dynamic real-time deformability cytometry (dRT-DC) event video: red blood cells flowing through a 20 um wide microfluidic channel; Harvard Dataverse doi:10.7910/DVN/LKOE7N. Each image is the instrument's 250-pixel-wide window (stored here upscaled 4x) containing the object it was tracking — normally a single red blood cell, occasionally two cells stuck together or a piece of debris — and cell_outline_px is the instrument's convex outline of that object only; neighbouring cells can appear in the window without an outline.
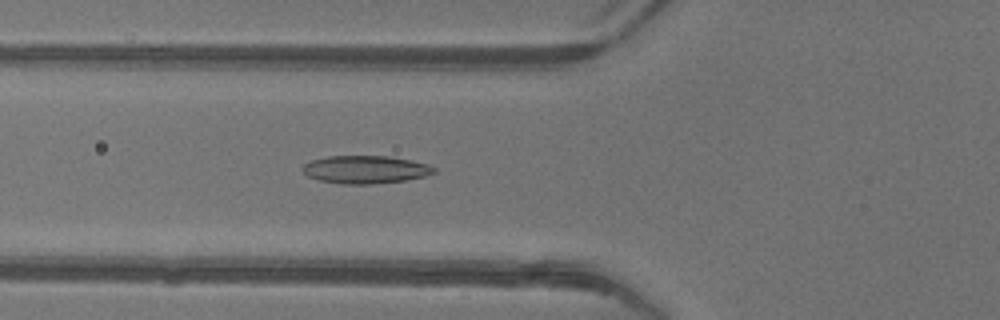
{"species": "common noctule bat (a hibernating species)", "species_latin": "Nyctalus noctula", "temperature_condition": "warm", "stored_images_in_passage": 30, "camera_frame_rate_fps": 3000, "um_per_image_px": 0.085, "animal": {"sex": "female"}, "frame": {"image": 1, "passage_image": 5, "time_ms": 1.333, "image_size_px": [1000, 320], "cell_outline_px": [[436, 172], [424, 176], [404, 180], [372, 184], [344, 184], [320, 180], [308, 176], [300, 168], [304, 164], [312, 160], [328, 156], [392, 156], [412, 160], [428, 164], [436, 168]], "centroid_in_image_um": [31.07, 14.4], "position_along_channel_um": 94.7, "area_um2": 21.33}}
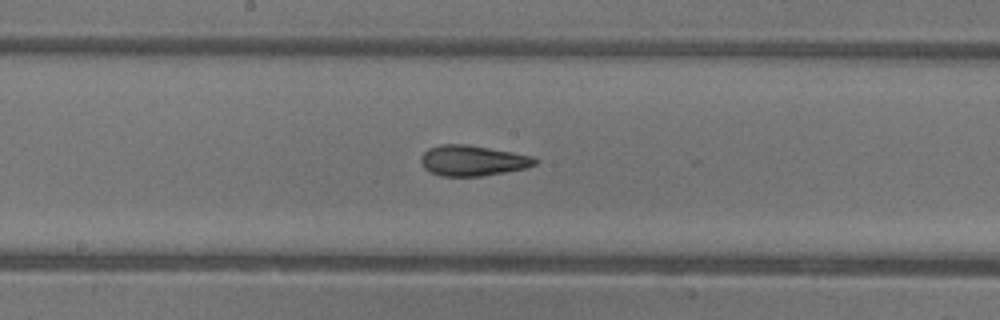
{"frame": {"image": 2, "passage_image": 13, "time_ms": 4.0, "image_size_px": [1000, 320], "cell_outline_px": [[540, 160], [536, 164], [524, 168], [504, 172], [480, 176], [440, 176], [424, 168], [420, 164], [420, 156], [428, 148], [440, 144], [468, 144], [512, 152], [532, 156]], "centroid_in_image_um": [40.14, 13.64], "position_along_channel_um": 208.1, "area_um2": 20.35}}
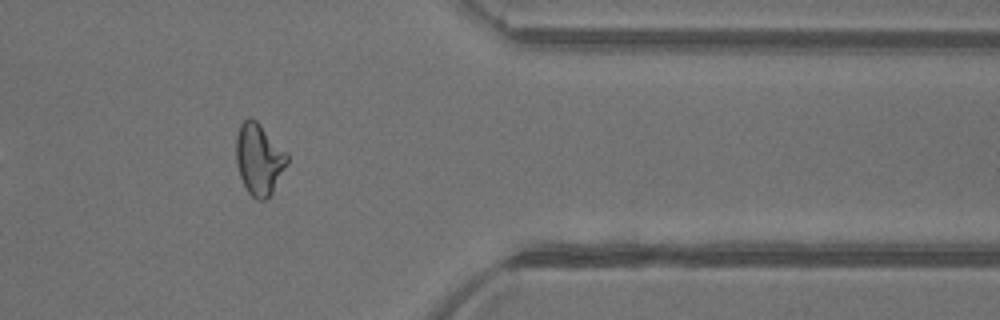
{"frame": {"image": 3, "passage_image": 27, "time_ms": 8.667, "image_size_px": [1000, 320], "cell_outline_px": [[288, 164], [272, 192], [264, 200], [256, 200], [248, 192], [240, 176], [236, 164], [236, 136], [240, 124], [248, 116], [252, 116], [288, 152]], "centroid_in_image_um": [22.02, 13.49], "position_along_channel_um": 389.4, "area_um2": 21.44}, "authors_computed_cell_mechanics": {"area_um2": 20.3456, "velocity_mm_per_s": 4.2214, "shape_relaxation_time_tau1_ms": null, "shape_relaxation_time_tau2_ms": 1.3784, "deformation_change_tau1": null, "deformation_change_tau2": 0.0972}}